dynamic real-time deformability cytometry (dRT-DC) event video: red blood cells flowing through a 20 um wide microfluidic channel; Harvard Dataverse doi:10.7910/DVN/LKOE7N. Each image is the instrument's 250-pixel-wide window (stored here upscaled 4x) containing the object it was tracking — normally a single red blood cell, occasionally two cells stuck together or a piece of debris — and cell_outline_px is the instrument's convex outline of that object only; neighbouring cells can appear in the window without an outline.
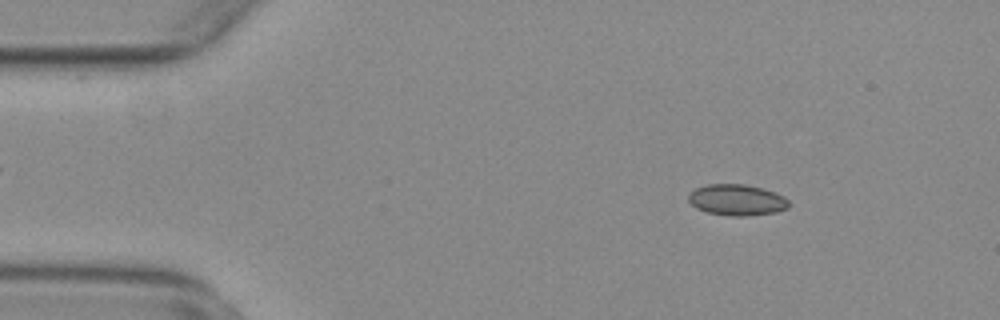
{"species": "common noctule bat (a hibernating species)", "species_latin": "Nyctalus noctula", "temperature_condition": "warm", "stored_images_in_passage": 54, "camera_frame_rate_fps": 3000, "um_per_image_px": 0.085, "animal": {"sex": "female", "body_mass_g": 29.2, "forearm_length_mm": 56.3}, "frame": {"image": 1, "passage_image": 7, "time_ms": 2.0, "image_size_px": [1000, 320], "cell_outline_px": [[788, 208], [776, 212], [744, 216], [728, 216], [708, 212], [696, 208], [688, 200], [688, 196], [696, 188], [708, 184], [744, 184], [776, 192], [784, 196], [788, 200]], "centroid_in_image_um": [62.64, 17.0], "position_along_channel_um": 22.4, "area_um2": 18.09}}
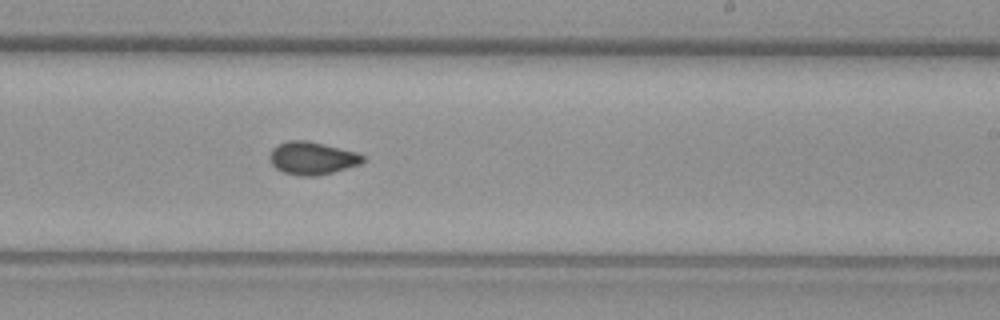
{"frame": {"image": 2, "passage_image": 32, "time_ms": 10.333, "image_size_px": [1000, 320], "cell_outline_px": [[364, 160], [360, 164], [332, 172], [316, 176], [300, 176], [284, 172], [276, 168], [272, 164], [268, 156], [272, 148], [276, 144], [288, 140], [308, 140], [356, 152], [364, 156]], "centroid_in_image_um": [26.49, 13.43], "position_along_channel_um": 262.5, "area_um2": 17.8}}
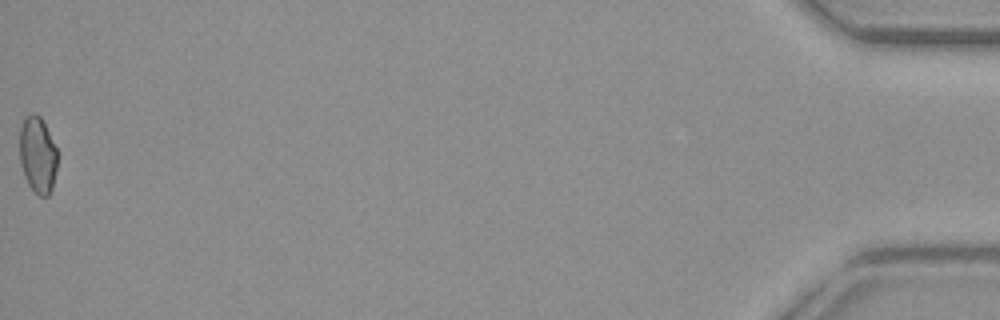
{"frame": {"image": 3, "passage_image": 54, "time_ms": 17.667, "image_size_px": [1000, 320], "cell_outline_px": [[56, 168], [52, 188], [48, 196], [40, 196], [28, 184], [24, 176], [20, 164], [20, 128], [24, 120], [32, 112], [40, 116], [56, 148]], "centroid_in_image_um": [3.18, 13.18], "position_along_channel_um": 432.0, "area_um2": 16.47}, "authors_computed_cell_mechanics": {"area_um2": 17.3689, "velocity_mm_per_s": 3.7948, "shape_relaxation_time_tau1_ms": null, "shape_relaxation_time_tau2_ms": 1.4685, "deformation_change_tau1": null, "deformation_change_tau2": 0.0481}}